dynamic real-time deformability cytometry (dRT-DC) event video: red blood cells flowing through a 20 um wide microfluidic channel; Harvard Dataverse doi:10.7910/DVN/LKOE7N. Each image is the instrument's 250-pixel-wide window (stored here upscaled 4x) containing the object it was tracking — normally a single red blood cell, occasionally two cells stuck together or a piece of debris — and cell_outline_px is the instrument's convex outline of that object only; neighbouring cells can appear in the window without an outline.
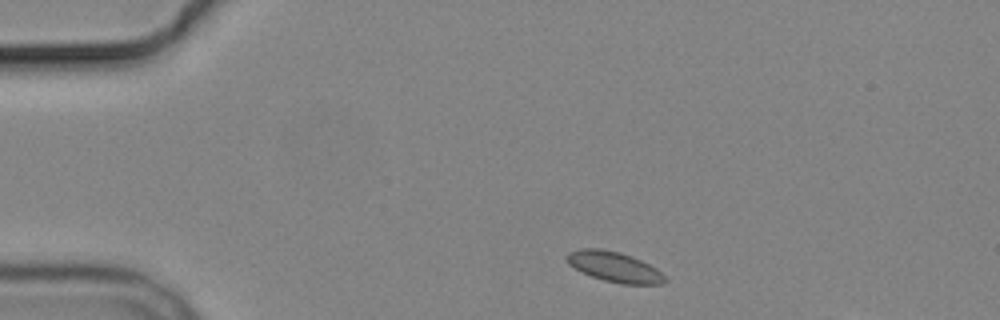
{"species": "common noctule bat (a hibernating species)", "species_latin": "Nyctalus noctula", "temperature_condition": "cold", "stored_images_in_passage": 4, "camera_frame_rate_fps": 3000, "um_per_image_px": 0.085, "animal": {"sex": "male", "body_mass_g": 19.2, "forearm_length_mm": 51.8}, "frame": {"image": 1, "passage_image": 1, "time_ms": 0.0, "image_size_px": [1000, 320], "cell_outline_px": [[668, 280], [660, 284], [620, 284], [604, 280], [592, 276], [568, 264], [568, 252], [580, 248], [600, 248], [620, 252], [632, 256], [656, 268]], "centroid_in_image_um": [52.24, 22.67], "position_along_channel_um": 32.8, "area_um2": 17.05}}